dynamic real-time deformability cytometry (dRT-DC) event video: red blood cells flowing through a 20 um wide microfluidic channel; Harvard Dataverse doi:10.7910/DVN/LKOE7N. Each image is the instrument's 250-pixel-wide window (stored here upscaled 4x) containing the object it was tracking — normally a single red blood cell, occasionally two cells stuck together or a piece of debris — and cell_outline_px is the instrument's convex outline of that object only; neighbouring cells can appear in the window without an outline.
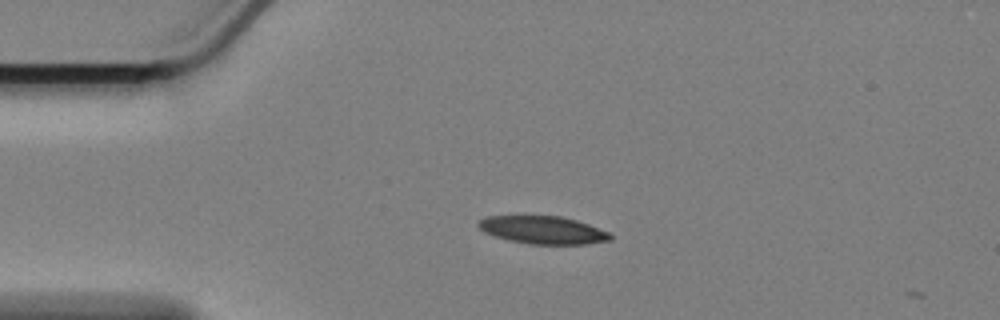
{"species": "Egyptian fruit bat (a non-hibernating species)", "species_latin": "Rousettus aegyptiacus", "temperature_condition": "cold", "stored_images_in_passage": 6, "camera_frame_rate_fps": 3000, "um_per_image_px": 0.085, "animal": {"sex": "female"}, "frame": {"image": 1, "passage_image": 2, "time_ms": 0.333, "image_size_px": [1000, 320], "cell_outline_px": [[612, 240], [588, 244], [528, 244], [508, 240], [484, 232], [476, 224], [480, 220], [488, 216], [560, 216], [576, 220], [588, 224], [608, 232], [612, 236]], "centroid_in_image_um": [46.16, 19.55], "position_along_channel_um": 38.8, "area_um2": 21.27}}